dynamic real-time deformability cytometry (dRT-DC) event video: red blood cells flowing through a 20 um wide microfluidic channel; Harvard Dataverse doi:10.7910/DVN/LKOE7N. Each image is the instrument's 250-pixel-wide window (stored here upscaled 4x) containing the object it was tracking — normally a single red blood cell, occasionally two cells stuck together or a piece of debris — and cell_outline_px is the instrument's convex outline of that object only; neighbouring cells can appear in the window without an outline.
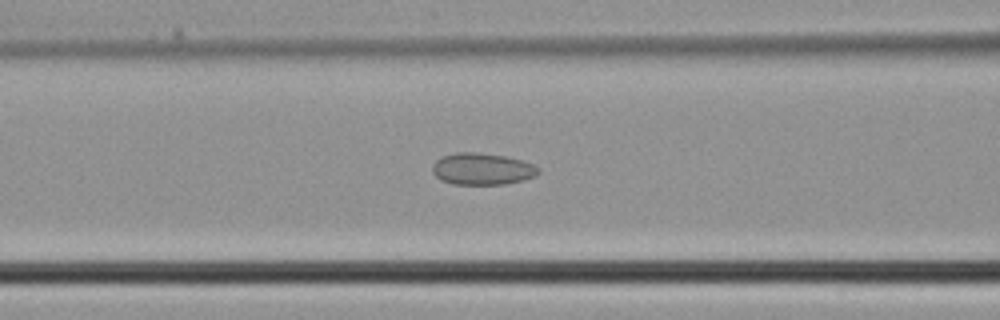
{"species": "common noctule bat (a hibernating species)", "species_latin": "Nyctalus noctula", "temperature_condition": "cold", "stored_images_in_passage": 37, "camera_frame_rate_fps": 3000, "um_per_image_px": 0.085, "animal": {"sex": "male", "body_mass_g": 21.5, "forearm_length_mm": 52.0}, "frame": {"image": 1, "passage_image": 13, "time_ms": 4.0, "image_size_px": [1000, 320], "cell_outline_px": [[540, 172], [536, 176], [524, 180], [504, 184], [452, 184], [440, 180], [432, 172], [432, 164], [436, 160], [444, 156], [456, 152], [476, 152], [504, 156], [520, 160], [532, 164], [540, 168]], "centroid_in_image_um": [40.98, 14.37], "position_along_channel_um": 125.6, "area_um2": 19.65}}
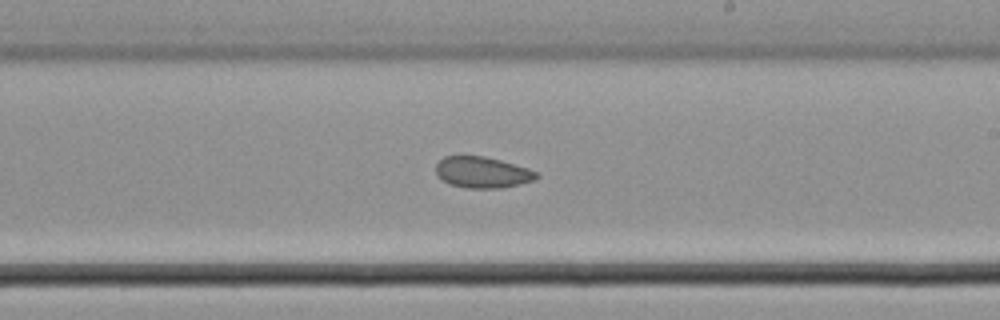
{"frame": {"image": 2, "passage_image": 20, "time_ms": 6.333, "image_size_px": [1000, 320], "cell_outline_px": [[540, 176], [532, 180], [504, 188], [468, 188], [448, 184], [436, 172], [436, 164], [444, 156], [484, 156], [500, 160], [528, 168], [536, 172]], "centroid_in_image_um": [41.0, 14.65], "position_along_channel_um": 248.0, "area_um2": 18.09}}
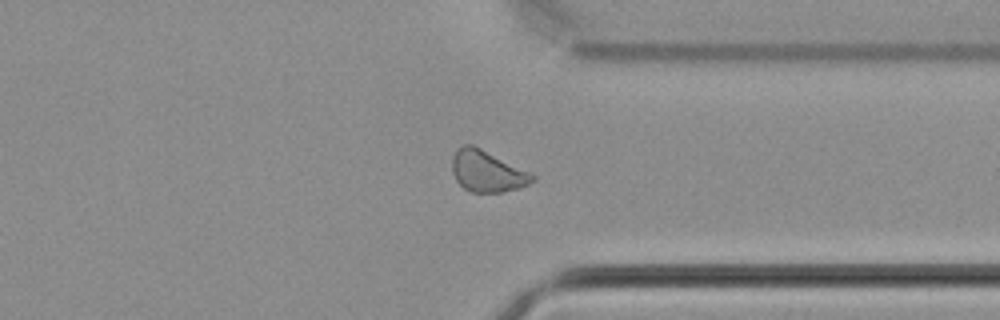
{"frame": {"image": 3, "passage_image": 27, "time_ms": 8.667, "image_size_px": [1000, 320], "cell_outline_px": [[536, 180], [520, 188], [504, 192], [472, 192], [464, 188], [456, 180], [452, 172], [452, 156], [456, 148], [464, 144], [472, 144], [536, 176]], "centroid_in_image_um": [41.37, 14.56], "position_along_channel_um": 370.0, "area_um2": 19.19}}